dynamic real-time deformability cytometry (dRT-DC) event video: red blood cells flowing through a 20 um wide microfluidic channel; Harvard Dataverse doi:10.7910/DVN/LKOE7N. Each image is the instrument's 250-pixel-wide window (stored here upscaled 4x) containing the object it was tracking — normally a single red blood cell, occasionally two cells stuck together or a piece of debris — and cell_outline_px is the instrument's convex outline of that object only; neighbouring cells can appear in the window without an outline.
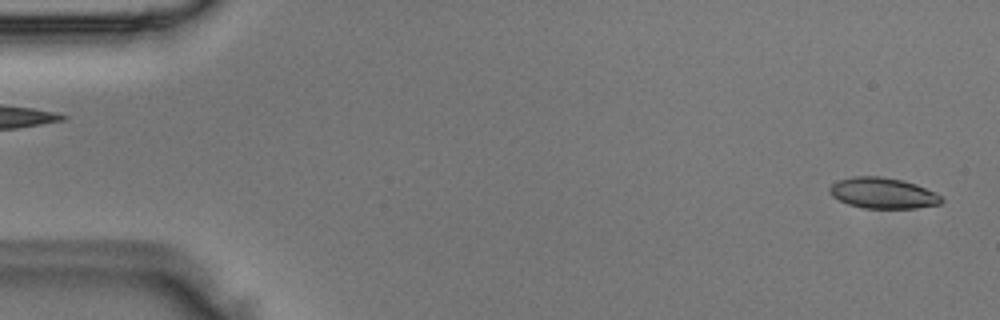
{"species": "Egyptian fruit bat (a non-hibernating species)", "species_latin": "Rousettus aegyptiacus", "temperature_condition": "room temperature", "stored_images_in_passage": 4, "segment_of_instrument_passage": [2, 2], "camera_frame_rate_fps": 3000, "um_per_image_px": 0.085, "animal": {"sex": "male"}, "frame": {"image": 1, "passage_image": 4, "time_ms": 1.0, "image_size_px": [1000, 320], "cell_outline_px": [[944, 200], [940, 204], [916, 208], [864, 208], [848, 204], [832, 196], [828, 192], [828, 188], [832, 184], [840, 180], [852, 176], [880, 176], [904, 180], [916, 184], [936, 192]], "centroid_in_image_um": [75.05, 16.41], "position_along_channel_um": 9.9, "area_um2": 20.17}}